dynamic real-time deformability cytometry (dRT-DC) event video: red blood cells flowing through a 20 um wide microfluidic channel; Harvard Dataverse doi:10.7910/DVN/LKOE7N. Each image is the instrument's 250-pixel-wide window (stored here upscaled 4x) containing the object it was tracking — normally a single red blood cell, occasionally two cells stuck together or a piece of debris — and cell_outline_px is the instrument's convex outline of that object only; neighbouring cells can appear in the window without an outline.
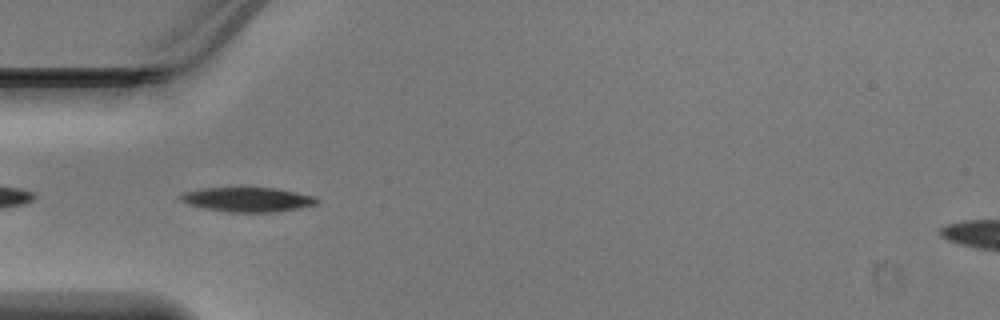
{"species": "Egyptian fruit bat (a non-hibernating species)", "species_latin": "Rousettus aegyptiacus", "temperature_condition": "warm", "stored_images_in_passage": 34, "camera_frame_rate_fps": 3000, "um_per_image_px": 0.085, "animal": {"sex": "male"}, "frame": {"image": 1, "passage_image": 2, "time_ms": 0.333, "image_size_px": [1000, 320], "cell_outline_px": [[320, 200], [316, 204], [300, 208], [276, 212], [228, 212], [204, 208], [188, 204], [180, 200], [180, 196], [184, 192], [200, 188], [276, 188], [316, 196]], "centroid_in_image_um": [21.07, 16.96], "position_along_channel_um": 63.9, "area_um2": 19.48}}
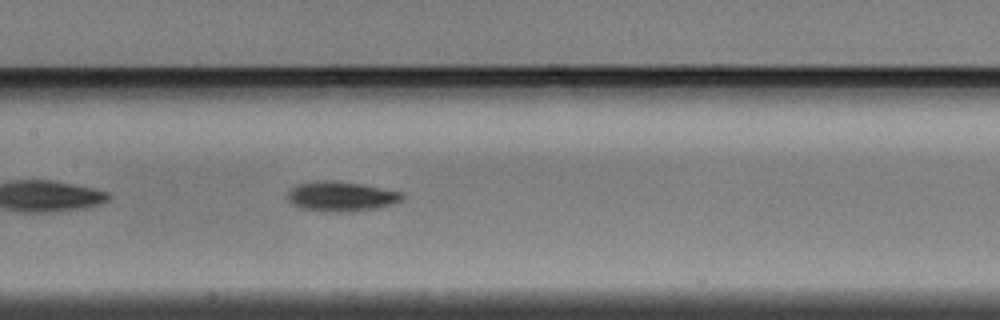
{"frame": {"image": 2, "passage_image": 10, "time_ms": 3.0, "image_size_px": [1000, 320], "cell_outline_px": [[404, 200], [392, 204], [376, 208], [344, 212], [304, 208], [292, 204], [288, 200], [288, 192], [296, 184], [312, 180], [340, 180], [364, 184], [404, 192]], "centroid_in_image_um": [29.04, 16.65], "position_along_channel_um": 178.4, "area_um2": 20.06}}
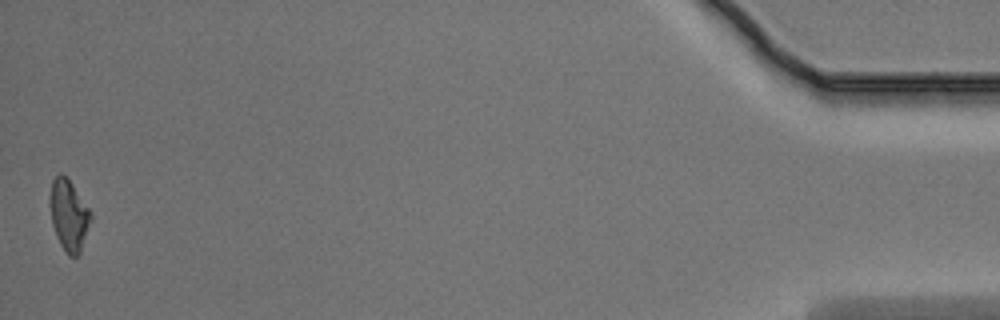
{"frame": {"image": 3, "passage_image": 34, "time_ms": 11.0, "image_size_px": [1000, 320], "cell_outline_px": [[92, 216], [80, 252], [76, 256], [68, 256], [60, 244], [56, 236], [52, 224], [48, 200], [48, 196], [52, 180], [60, 172], [72, 184], [92, 212]], "centroid_in_image_um": [5.82, 18.27], "position_along_channel_um": 429.4, "area_um2": 16.94}}